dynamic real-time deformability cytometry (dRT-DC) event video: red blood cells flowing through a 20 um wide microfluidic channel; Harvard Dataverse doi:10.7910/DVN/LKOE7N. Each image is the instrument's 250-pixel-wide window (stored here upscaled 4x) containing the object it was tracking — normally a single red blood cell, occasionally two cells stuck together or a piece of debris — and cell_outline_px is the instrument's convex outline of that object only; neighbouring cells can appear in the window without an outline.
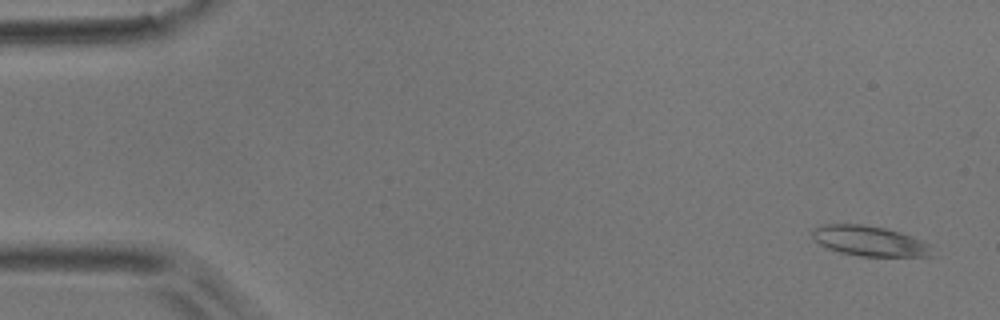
{"species": "common noctule bat (a hibernating species)", "species_latin": "Nyctalus noctula", "temperature_condition": "room temperature", "stored_images_in_passage": 50, "camera_frame_rate_fps": 3000, "um_per_image_px": 0.085, "animal": {"sex": "male", "body_mass_g": 17.9}, "frame": {"image": 1, "passage_image": 1, "time_ms": 0.0, "image_size_px": [1000, 320], "cell_outline_px": [[932, 244], [928, 256], [860, 256], [840, 252], [828, 248], [820, 244], [812, 236], [812, 228], [820, 224], [860, 224], [884, 228], [900, 232], [924, 240]], "centroid_in_image_um": [73.89, 20.47], "position_along_channel_um": 11.1, "area_um2": 20.98}}
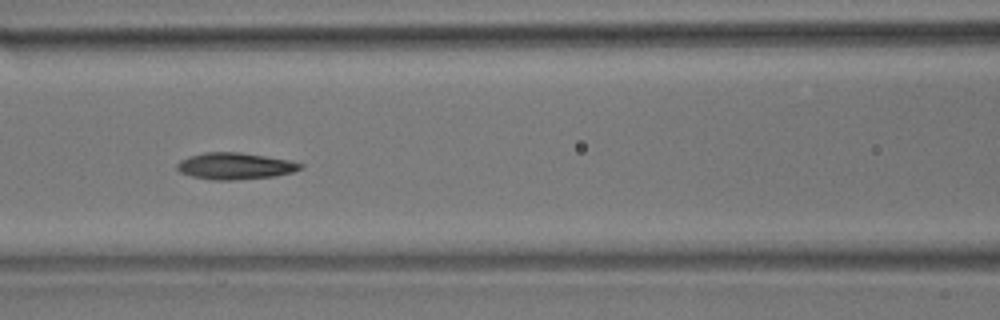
{"frame": {"image": 2, "passage_image": 21, "time_ms": 6.667, "image_size_px": [1000, 320], "cell_outline_px": [[304, 168], [292, 172], [276, 176], [236, 180], [212, 180], [192, 176], [180, 172], [176, 168], [176, 164], [180, 160], [188, 156], [204, 152], [240, 152], [288, 160], [304, 164]], "centroid_in_image_um": [19.97, 14.11], "position_along_channel_um": 146.6, "area_um2": 19.25}}
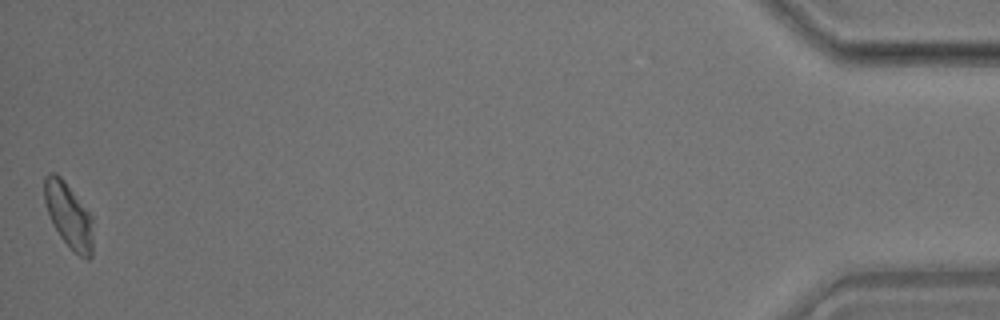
{"frame": {"image": 3, "passage_image": 50, "time_ms": 16.333, "image_size_px": [1000, 320], "cell_outline_px": [[92, 256], [88, 260], [80, 256], [60, 236], [52, 224], [44, 200], [44, 176], [48, 172], [56, 172], [64, 180], [92, 216]], "centroid_in_image_um": [5.82, 18.27], "position_along_channel_um": 429.4, "area_um2": 18.26}, "authors_computed_cell_mechanics": {"area_um2": 18.9006, "velocity_mm_per_s": 3.8827, "shape_relaxation_time_tau1_ms": 5.1881, "shape_relaxation_time_tau2_ms": 3.2705, "deformation_change_tau1": 0.1445, "deformation_change_tau2": 0.1083}}